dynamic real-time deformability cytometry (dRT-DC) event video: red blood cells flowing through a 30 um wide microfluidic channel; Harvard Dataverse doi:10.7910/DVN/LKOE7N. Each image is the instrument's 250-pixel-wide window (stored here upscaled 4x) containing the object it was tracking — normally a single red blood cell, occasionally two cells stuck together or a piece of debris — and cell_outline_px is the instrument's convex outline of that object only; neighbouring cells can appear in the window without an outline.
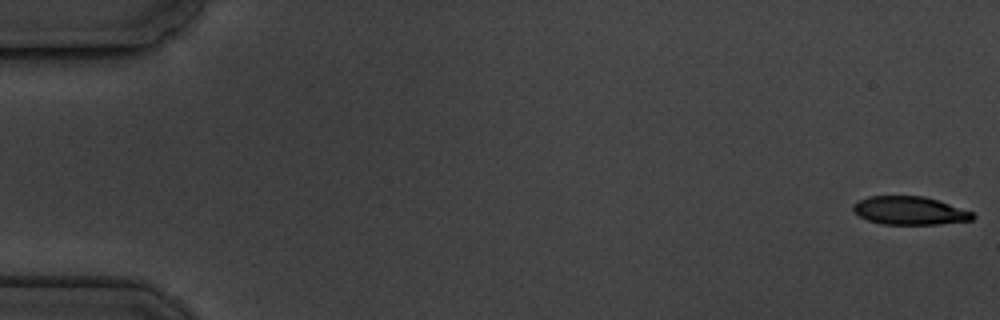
{"species": "common noctule bat (a hibernating species)", "species_latin": "Nyctalus noctula", "temperature_condition": "cold", "stored_images_in_passage": 10, "camera_frame_rate_fps": 3000, "um_per_image_px": 0.085, "animal": {"sex": "male", "body_mass_g": 19.5, "forearm_length_mm": 54.6}, "frame": {"image": 1, "passage_image": 1, "time_ms": 0.0, "image_size_px": [1000, 320], "cell_outline_px": [[976, 216], [972, 220], [940, 224], [880, 224], [868, 220], [860, 216], [852, 208], [852, 204], [868, 196], [924, 196], [972, 212]], "centroid_in_image_um": [77.3, 17.91], "position_along_channel_um": 7.7, "area_um2": 19.48}}
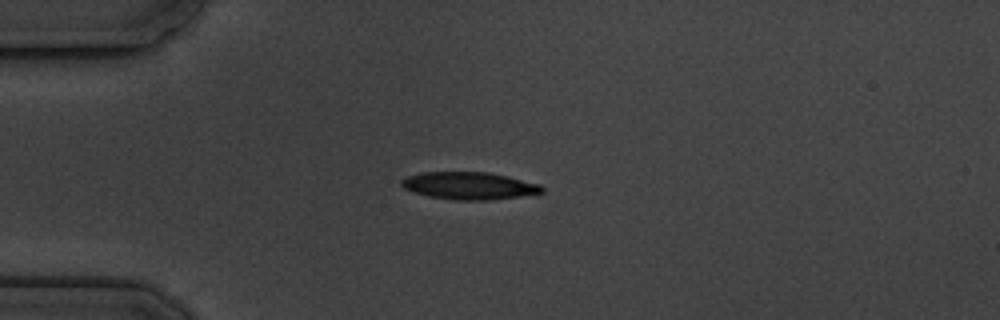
{"frame": {"image": 2, "passage_image": 5, "time_ms": 4.667, "image_size_px": [1000, 320], "cell_outline_px": [[544, 192], [520, 196], [492, 200], [456, 200], [428, 196], [412, 192], [404, 188], [400, 184], [400, 180], [408, 176], [420, 172], [488, 172], [508, 176], [540, 184], [544, 188]], "centroid_in_image_um": [39.87, 15.78], "position_along_channel_um": 45.1, "area_um2": 22.54}}
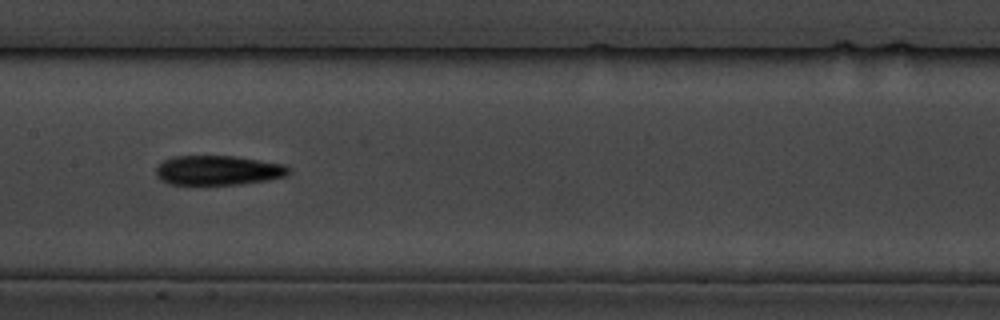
{"frame": {"image": 3, "passage_image": 9, "time_ms": 9.333, "image_size_px": [1000, 320], "cell_outline_px": [[292, 172], [284, 176], [268, 180], [240, 184], [168, 184], [160, 180], [156, 176], [156, 168], [164, 160], [172, 156], [236, 156], [284, 164], [292, 168]], "centroid_in_image_um": [18.56, 14.47], "position_along_channel_um": 188.8, "area_um2": 23.0}}